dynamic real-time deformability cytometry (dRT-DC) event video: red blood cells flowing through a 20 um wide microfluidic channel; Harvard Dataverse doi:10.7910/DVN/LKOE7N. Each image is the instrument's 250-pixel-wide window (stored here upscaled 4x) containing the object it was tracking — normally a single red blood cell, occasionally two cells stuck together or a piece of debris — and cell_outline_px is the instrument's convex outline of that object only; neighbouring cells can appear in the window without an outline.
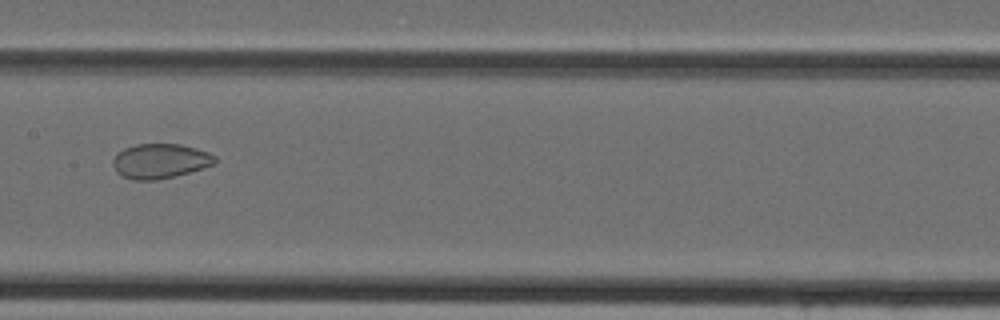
{"species": "Egyptian fruit bat (a non-hibernating species)", "species_latin": "Rousettus aegyptiacus", "temperature_condition": "cold", "stored_images_in_passage": 18, "camera_frame_rate_fps": 3000, "um_per_image_px": 0.085, "animal": {"sex": "female"}, "frame": {"image": 1, "passage_image": 16, "time_ms": 5.0, "image_size_px": [1000, 320], "cell_outline_px": [[216, 164], [176, 176], [156, 180], [132, 180], [120, 176], [116, 172], [112, 164], [112, 160], [116, 152], [124, 148], [136, 144], [180, 144], [196, 148], [208, 152], [216, 156]], "centroid_in_image_um": [13.58, 13.69], "position_along_channel_um": 193.8, "area_um2": 20.98}}